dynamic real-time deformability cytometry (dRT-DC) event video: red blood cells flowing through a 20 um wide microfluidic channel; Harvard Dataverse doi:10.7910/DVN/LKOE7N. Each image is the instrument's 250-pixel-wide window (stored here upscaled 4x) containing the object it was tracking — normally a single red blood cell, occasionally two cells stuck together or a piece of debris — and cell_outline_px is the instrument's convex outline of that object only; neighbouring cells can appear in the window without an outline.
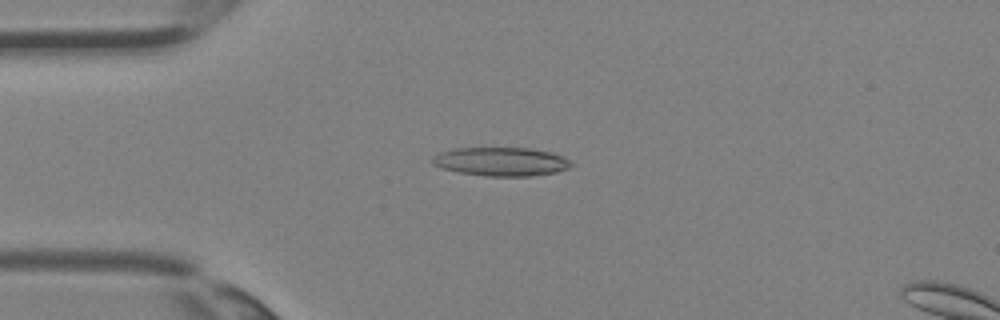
{"species": "Egyptian fruit bat (a non-hibernating species)", "species_latin": "Rousettus aegyptiacus", "temperature_condition": "room temperature", "stored_images_in_passage": 35, "camera_frame_rate_fps": 3000, "um_per_image_px": 0.085, "animal": {"sex": "female"}, "frame": {"image": 1, "passage_image": 9, "time_ms": 2.667, "image_size_px": [1000, 320], "cell_outline_px": [[572, 164], [568, 168], [556, 172], [528, 176], [488, 176], [460, 172], [444, 168], [432, 164], [432, 156], [440, 152], [452, 148], [532, 148], [552, 152], [564, 156]], "centroid_in_image_um": [42.6, 13.72], "position_along_channel_um": 42.4, "area_um2": 23.12}}
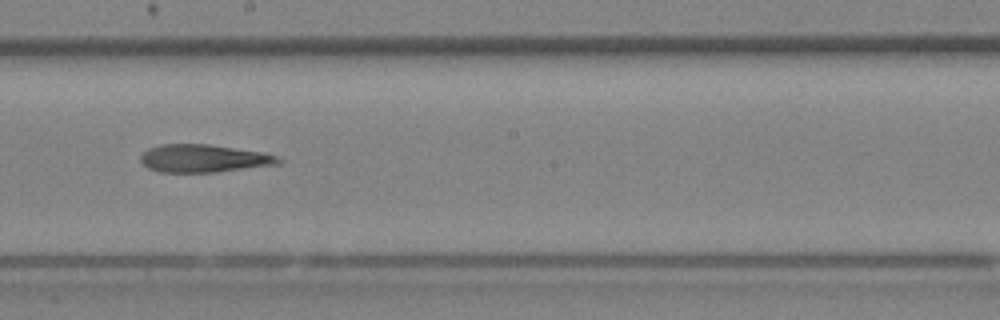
{"frame": {"image": 2, "passage_image": 20, "time_ms": 6.333, "image_size_px": [1000, 320], "cell_outline_px": [[284, 160], [280, 164], [216, 172], [160, 172], [148, 168], [140, 160], [140, 156], [148, 148], [160, 144], [208, 144], [264, 152], [276, 156]], "centroid_in_image_um": [17.33, 13.46], "position_along_channel_um": 230.9, "area_um2": 22.43}}
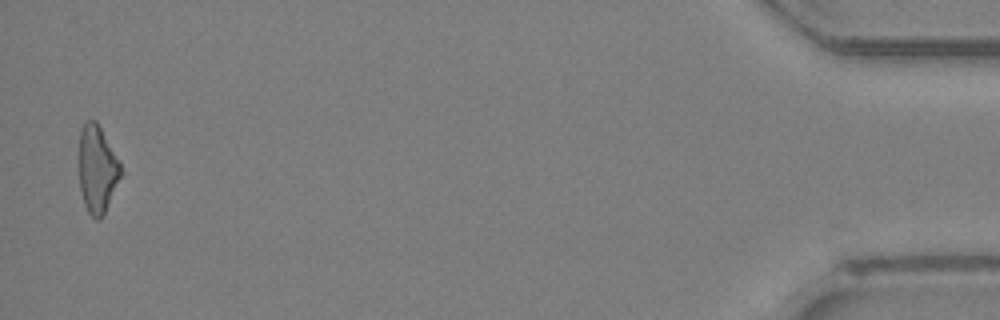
{"frame": {"image": 3, "passage_image": 35, "time_ms": 11.333, "image_size_px": [1000, 320], "cell_outline_px": [[124, 172], [100, 220], [96, 220], [88, 212], [84, 204], [80, 188], [80, 128], [84, 120], [96, 120], [120, 160]], "centroid_in_image_um": [8.29, 14.35], "position_along_channel_um": 426.9, "area_um2": 21.44}}